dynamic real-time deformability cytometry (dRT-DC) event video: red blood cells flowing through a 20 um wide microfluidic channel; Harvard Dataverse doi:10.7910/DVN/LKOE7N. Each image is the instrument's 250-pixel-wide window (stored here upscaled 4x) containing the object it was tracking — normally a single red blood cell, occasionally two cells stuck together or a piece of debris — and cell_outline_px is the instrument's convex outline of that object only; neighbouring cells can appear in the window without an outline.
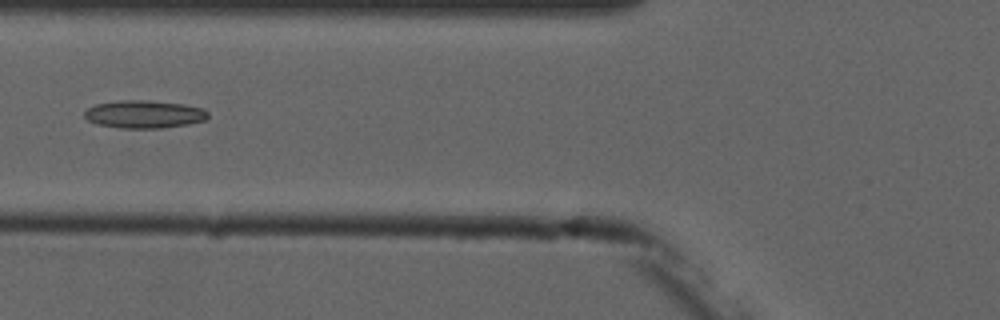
{"species": "common noctule bat (a hibernating species)", "species_latin": "Nyctalus noctula", "temperature_condition": "cold", "stored_images_in_passage": 6, "camera_frame_rate_fps": 3000, "um_per_image_px": 0.085, "animal": {"sex": "male", "forearm_length_mm": 52.5}, "frame": {"image": 1, "passage_image": 6, "time_ms": 6.0, "image_size_px": [1000, 320], "cell_outline_px": [[208, 116], [204, 120], [188, 124], [160, 128], [120, 128], [96, 124], [88, 120], [84, 116], [84, 112], [88, 108], [96, 104], [120, 100], [148, 100], [184, 104], [204, 108], [208, 112]], "centroid_in_image_um": [12.25, 9.7], "position_along_channel_um": 113.5, "area_um2": 20.06}}